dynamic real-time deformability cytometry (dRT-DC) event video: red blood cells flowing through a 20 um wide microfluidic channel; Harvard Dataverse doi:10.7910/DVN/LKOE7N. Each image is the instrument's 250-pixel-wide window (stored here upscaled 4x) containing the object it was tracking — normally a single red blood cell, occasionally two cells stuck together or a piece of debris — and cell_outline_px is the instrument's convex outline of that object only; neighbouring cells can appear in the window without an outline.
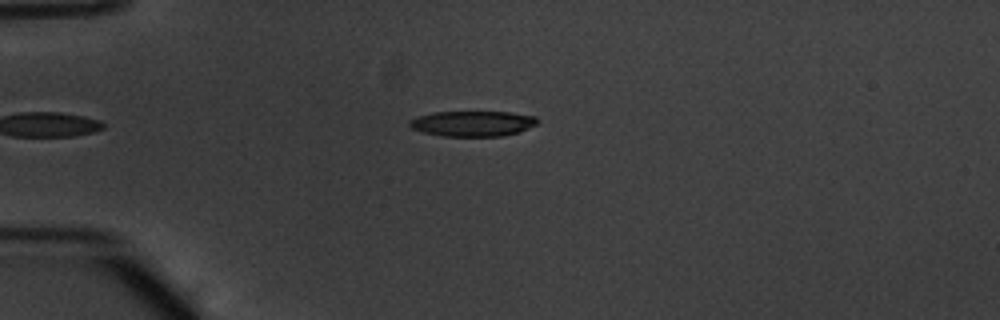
{"species": "common noctule bat (a hibernating species)", "species_latin": "Nyctalus noctula", "temperature_condition": "warm", "stored_images_in_passage": 37, "camera_frame_rate_fps": 3000, "um_per_image_px": 0.085, "animal": {"sex": "male", "body_mass_g": 20.1, "forearm_length_mm": 53.5}, "frame": {"image": 1, "passage_image": 2, "time_ms": 0.333, "image_size_px": [1000, 320], "cell_outline_px": [[540, 120], [536, 124], [520, 132], [504, 136], [440, 136], [424, 132], [412, 128], [408, 124], [408, 120], [416, 116], [432, 112], [508, 112], [536, 116]], "centroid_in_image_um": [40.17, 10.5], "position_along_channel_um": 44.8, "area_um2": 19.13}}
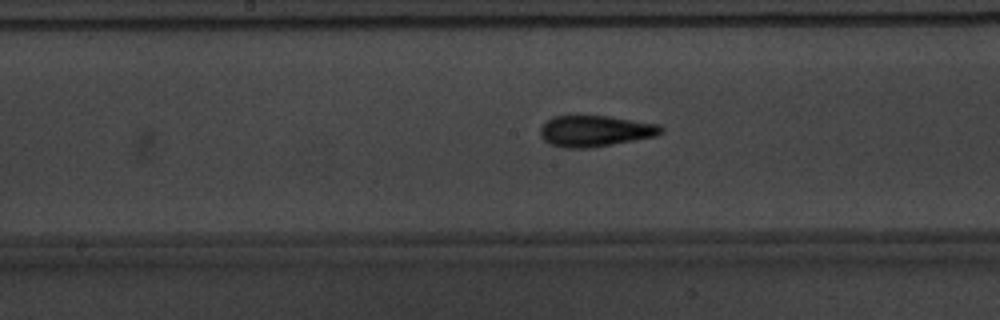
{"frame": {"image": 2, "passage_image": 16, "time_ms": 5.0, "image_size_px": [1000, 320], "cell_outline_px": [[664, 132], [656, 136], [592, 148], [564, 148], [548, 144], [540, 136], [540, 128], [552, 116], [608, 116], [660, 124], [664, 128]], "centroid_in_image_um": [50.6, 11.14], "position_along_channel_um": 197.6, "area_um2": 22.08}}
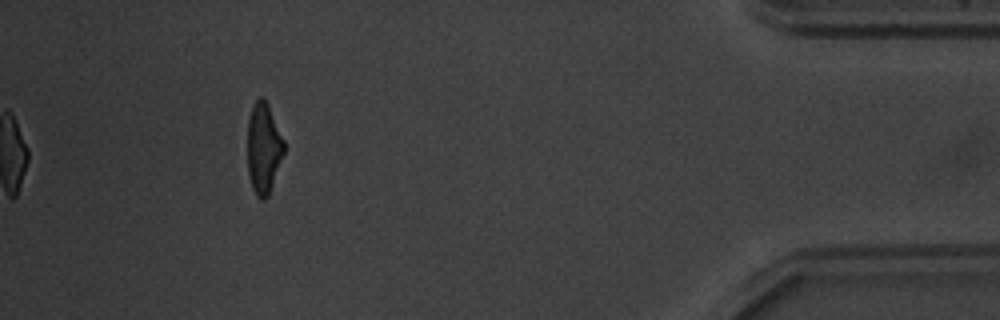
{"frame": {"image": 3, "passage_image": 37, "time_ms": 12.0, "image_size_px": [1000, 320], "cell_outline_px": [[284, 152], [268, 196], [264, 200], [260, 200], [256, 196], [252, 188], [248, 172], [248, 120], [252, 108], [256, 100], [260, 96], [264, 96], [268, 104], [284, 140]], "centroid_in_image_um": [22.4, 12.6], "position_along_channel_um": 412.8, "area_um2": 19.19}, "authors_computed_cell_mechanics": {"area_um2": 20.519, "velocity_mm_per_s": 3.8281, "shape_relaxation_time_tau1_ms": 3.5975, "shape_relaxation_time_tau2_ms": 1.9558, "deformation_change_tau1": 0.1895, "deformation_change_tau2": 0.0887}}